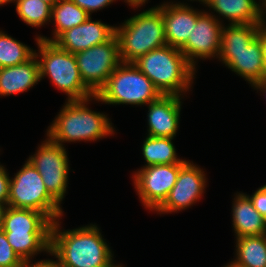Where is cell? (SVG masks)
I'll return each mask as SVG.
<instances>
[{
  "instance_id": "obj_25",
  "label": "cell",
  "mask_w": 266,
  "mask_h": 267,
  "mask_svg": "<svg viewBox=\"0 0 266 267\" xmlns=\"http://www.w3.org/2000/svg\"><path fill=\"white\" fill-rule=\"evenodd\" d=\"M35 51L0 31V68L27 62Z\"/></svg>"
},
{
  "instance_id": "obj_27",
  "label": "cell",
  "mask_w": 266,
  "mask_h": 267,
  "mask_svg": "<svg viewBox=\"0 0 266 267\" xmlns=\"http://www.w3.org/2000/svg\"><path fill=\"white\" fill-rule=\"evenodd\" d=\"M24 261L12 249L5 232L0 229V267H22Z\"/></svg>"
},
{
  "instance_id": "obj_20",
  "label": "cell",
  "mask_w": 266,
  "mask_h": 267,
  "mask_svg": "<svg viewBox=\"0 0 266 267\" xmlns=\"http://www.w3.org/2000/svg\"><path fill=\"white\" fill-rule=\"evenodd\" d=\"M211 7L231 24H264L263 9L255 0H208Z\"/></svg>"
},
{
  "instance_id": "obj_31",
  "label": "cell",
  "mask_w": 266,
  "mask_h": 267,
  "mask_svg": "<svg viewBox=\"0 0 266 267\" xmlns=\"http://www.w3.org/2000/svg\"><path fill=\"white\" fill-rule=\"evenodd\" d=\"M261 46L263 52L264 67L266 69V26L265 23L261 25Z\"/></svg>"
},
{
  "instance_id": "obj_29",
  "label": "cell",
  "mask_w": 266,
  "mask_h": 267,
  "mask_svg": "<svg viewBox=\"0 0 266 267\" xmlns=\"http://www.w3.org/2000/svg\"><path fill=\"white\" fill-rule=\"evenodd\" d=\"M80 8L84 9L89 15L91 12L105 8L114 0H72Z\"/></svg>"
},
{
  "instance_id": "obj_40",
  "label": "cell",
  "mask_w": 266,
  "mask_h": 267,
  "mask_svg": "<svg viewBox=\"0 0 266 267\" xmlns=\"http://www.w3.org/2000/svg\"><path fill=\"white\" fill-rule=\"evenodd\" d=\"M263 2H264V3H262V6H263V7L265 6L264 8H266V0H263Z\"/></svg>"
},
{
  "instance_id": "obj_23",
  "label": "cell",
  "mask_w": 266,
  "mask_h": 267,
  "mask_svg": "<svg viewBox=\"0 0 266 267\" xmlns=\"http://www.w3.org/2000/svg\"><path fill=\"white\" fill-rule=\"evenodd\" d=\"M170 137L148 136L142 146L143 156L148 166L159 164L186 163L177 158L175 147Z\"/></svg>"
},
{
  "instance_id": "obj_33",
  "label": "cell",
  "mask_w": 266,
  "mask_h": 267,
  "mask_svg": "<svg viewBox=\"0 0 266 267\" xmlns=\"http://www.w3.org/2000/svg\"><path fill=\"white\" fill-rule=\"evenodd\" d=\"M8 205H4L3 203H0V229L2 228L3 220H4V215L6 212Z\"/></svg>"
},
{
  "instance_id": "obj_3",
  "label": "cell",
  "mask_w": 266,
  "mask_h": 267,
  "mask_svg": "<svg viewBox=\"0 0 266 267\" xmlns=\"http://www.w3.org/2000/svg\"><path fill=\"white\" fill-rule=\"evenodd\" d=\"M133 63L162 95L180 96V92L189 89L195 74L180 49L170 45L149 51Z\"/></svg>"
},
{
  "instance_id": "obj_6",
  "label": "cell",
  "mask_w": 266,
  "mask_h": 267,
  "mask_svg": "<svg viewBox=\"0 0 266 267\" xmlns=\"http://www.w3.org/2000/svg\"><path fill=\"white\" fill-rule=\"evenodd\" d=\"M161 95L133 62H120L94 98L105 104L143 105L157 100Z\"/></svg>"
},
{
  "instance_id": "obj_7",
  "label": "cell",
  "mask_w": 266,
  "mask_h": 267,
  "mask_svg": "<svg viewBox=\"0 0 266 267\" xmlns=\"http://www.w3.org/2000/svg\"><path fill=\"white\" fill-rule=\"evenodd\" d=\"M41 60L40 80L49 75L51 81L68 95V100H85L95 94L81 79L75 55L59 48L54 42L37 38Z\"/></svg>"
},
{
  "instance_id": "obj_14",
  "label": "cell",
  "mask_w": 266,
  "mask_h": 267,
  "mask_svg": "<svg viewBox=\"0 0 266 267\" xmlns=\"http://www.w3.org/2000/svg\"><path fill=\"white\" fill-rule=\"evenodd\" d=\"M205 180L204 172L187 161L180 168L177 181L167 199L156 211L168 213L191 206L203 193Z\"/></svg>"
},
{
  "instance_id": "obj_2",
  "label": "cell",
  "mask_w": 266,
  "mask_h": 267,
  "mask_svg": "<svg viewBox=\"0 0 266 267\" xmlns=\"http://www.w3.org/2000/svg\"><path fill=\"white\" fill-rule=\"evenodd\" d=\"M262 24H230L221 32L218 58L252 86L266 77L261 46Z\"/></svg>"
},
{
  "instance_id": "obj_24",
  "label": "cell",
  "mask_w": 266,
  "mask_h": 267,
  "mask_svg": "<svg viewBox=\"0 0 266 267\" xmlns=\"http://www.w3.org/2000/svg\"><path fill=\"white\" fill-rule=\"evenodd\" d=\"M89 14L72 0H59L52 6L51 17L55 21L54 38L64 31L84 23Z\"/></svg>"
},
{
  "instance_id": "obj_19",
  "label": "cell",
  "mask_w": 266,
  "mask_h": 267,
  "mask_svg": "<svg viewBox=\"0 0 266 267\" xmlns=\"http://www.w3.org/2000/svg\"><path fill=\"white\" fill-rule=\"evenodd\" d=\"M233 203V227L236 237L266 234V219L254 208L248 195L239 193Z\"/></svg>"
},
{
  "instance_id": "obj_30",
  "label": "cell",
  "mask_w": 266,
  "mask_h": 267,
  "mask_svg": "<svg viewBox=\"0 0 266 267\" xmlns=\"http://www.w3.org/2000/svg\"><path fill=\"white\" fill-rule=\"evenodd\" d=\"M10 178L6 173V170L0 165V203L6 204L9 199V184Z\"/></svg>"
},
{
  "instance_id": "obj_8",
  "label": "cell",
  "mask_w": 266,
  "mask_h": 267,
  "mask_svg": "<svg viewBox=\"0 0 266 267\" xmlns=\"http://www.w3.org/2000/svg\"><path fill=\"white\" fill-rule=\"evenodd\" d=\"M7 205L37 210L52 222L62 215L60 204L48 193L40 173L28 160L10 180Z\"/></svg>"
},
{
  "instance_id": "obj_4",
  "label": "cell",
  "mask_w": 266,
  "mask_h": 267,
  "mask_svg": "<svg viewBox=\"0 0 266 267\" xmlns=\"http://www.w3.org/2000/svg\"><path fill=\"white\" fill-rule=\"evenodd\" d=\"M115 35L121 62H134L149 51L167 45L162 6L129 18L122 27H115Z\"/></svg>"
},
{
  "instance_id": "obj_28",
  "label": "cell",
  "mask_w": 266,
  "mask_h": 267,
  "mask_svg": "<svg viewBox=\"0 0 266 267\" xmlns=\"http://www.w3.org/2000/svg\"><path fill=\"white\" fill-rule=\"evenodd\" d=\"M254 208L266 219V185L260 187L249 197Z\"/></svg>"
},
{
  "instance_id": "obj_11",
  "label": "cell",
  "mask_w": 266,
  "mask_h": 267,
  "mask_svg": "<svg viewBox=\"0 0 266 267\" xmlns=\"http://www.w3.org/2000/svg\"><path fill=\"white\" fill-rule=\"evenodd\" d=\"M184 164L152 165L143 167L134 175V185L144 206L157 210L164 203Z\"/></svg>"
},
{
  "instance_id": "obj_5",
  "label": "cell",
  "mask_w": 266,
  "mask_h": 267,
  "mask_svg": "<svg viewBox=\"0 0 266 267\" xmlns=\"http://www.w3.org/2000/svg\"><path fill=\"white\" fill-rule=\"evenodd\" d=\"M85 100L67 102L54 123L47 130V136L56 144L81 140L94 141L113 134V127L108 118L100 112H94L86 107Z\"/></svg>"
},
{
  "instance_id": "obj_13",
  "label": "cell",
  "mask_w": 266,
  "mask_h": 267,
  "mask_svg": "<svg viewBox=\"0 0 266 267\" xmlns=\"http://www.w3.org/2000/svg\"><path fill=\"white\" fill-rule=\"evenodd\" d=\"M115 35V27L92 21L91 17L78 26L61 33L56 39H40L54 42L59 48L72 54L85 51L93 46L109 41Z\"/></svg>"
},
{
  "instance_id": "obj_17",
  "label": "cell",
  "mask_w": 266,
  "mask_h": 267,
  "mask_svg": "<svg viewBox=\"0 0 266 267\" xmlns=\"http://www.w3.org/2000/svg\"><path fill=\"white\" fill-rule=\"evenodd\" d=\"M37 53L25 63L0 68V95L21 93L40 80Z\"/></svg>"
},
{
  "instance_id": "obj_18",
  "label": "cell",
  "mask_w": 266,
  "mask_h": 267,
  "mask_svg": "<svg viewBox=\"0 0 266 267\" xmlns=\"http://www.w3.org/2000/svg\"><path fill=\"white\" fill-rule=\"evenodd\" d=\"M52 223L37 210L8 206L1 229L13 233H51Z\"/></svg>"
},
{
  "instance_id": "obj_34",
  "label": "cell",
  "mask_w": 266,
  "mask_h": 267,
  "mask_svg": "<svg viewBox=\"0 0 266 267\" xmlns=\"http://www.w3.org/2000/svg\"><path fill=\"white\" fill-rule=\"evenodd\" d=\"M253 86L257 89H262L264 92H266V77L261 81L256 82Z\"/></svg>"
},
{
  "instance_id": "obj_22",
  "label": "cell",
  "mask_w": 266,
  "mask_h": 267,
  "mask_svg": "<svg viewBox=\"0 0 266 267\" xmlns=\"http://www.w3.org/2000/svg\"><path fill=\"white\" fill-rule=\"evenodd\" d=\"M12 249L23 261H30V257L39 251L50 252L51 233H13L5 232Z\"/></svg>"
},
{
  "instance_id": "obj_9",
  "label": "cell",
  "mask_w": 266,
  "mask_h": 267,
  "mask_svg": "<svg viewBox=\"0 0 266 267\" xmlns=\"http://www.w3.org/2000/svg\"><path fill=\"white\" fill-rule=\"evenodd\" d=\"M74 55L82 81L95 95L121 62L116 35L103 44Z\"/></svg>"
},
{
  "instance_id": "obj_16",
  "label": "cell",
  "mask_w": 266,
  "mask_h": 267,
  "mask_svg": "<svg viewBox=\"0 0 266 267\" xmlns=\"http://www.w3.org/2000/svg\"><path fill=\"white\" fill-rule=\"evenodd\" d=\"M202 13L181 3L163 4L162 17L167 45L180 49L187 42L193 31V25Z\"/></svg>"
},
{
  "instance_id": "obj_26",
  "label": "cell",
  "mask_w": 266,
  "mask_h": 267,
  "mask_svg": "<svg viewBox=\"0 0 266 267\" xmlns=\"http://www.w3.org/2000/svg\"><path fill=\"white\" fill-rule=\"evenodd\" d=\"M19 17L28 25L39 27L50 19L52 6L42 0H15Z\"/></svg>"
},
{
  "instance_id": "obj_32",
  "label": "cell",
  "mask_w": 266,
  "mask_h": 267,
  "mask_svg": "<svg viewBox=\"0 0 266 267\" xmlns=\"http://www.w3.org/2000/svg\"><path fill=\"white\" fill-rule=\"evenodd\" d=\"M22 267H54V261L52 260H41L35 264H30L29 261H24V264Z\"/></svg>"
},
{
  "instance_id": "obj_1",
  "label": "cell",
  "mask_w": 266,
  "mask_h": 267,
  "mask_svg": "<svg viewBox=\"0 0 266 267\" xmlns=\"http://www.w3.org/2000/svg\"><path fill=\"white\" fill-rule=\"evenodd\" d=\"M54 221L50 252L62 267H114L112 253L96 225L61 232ZM59 232V233H58Z\"/></svg>"
},
{
  "instance_id": "obj_21",
  "label": "cell",
  "mask_w": 266,
  "mask_h": 267,
  "mask_svg": "<svg viewBox=\"0 0 266 267\" xmlns=\"http://www.w3.org/2000/svg\"><path fill=\"white\" fill-rule=\"evenodd\" d=\"M237 259L241 267H266V234L237 238Z\"/></svg>"
},
{
  "instance_id": "obj_41",
  "label": "cell",
  "mask_w": 266,
  "mask_h": 267,
  "mask_svg": "<svg viewBox=\"0 0 266 267\" xmlns=\"http://www.w3.org/2000/svg\"><path fill=\"white\" fill-rule=\"evenodd\" d=\"M199 1H201V2H203V3H206L208 0H199Z\"/></svg>"
},
{
  "instance_id": "obj_38",
  "label": "cell",
  "mask_w": 266,
  "mask_h": 267,
  "mask_svg": "<svg viewBox=\"0 0 266 267\" xmlns=\"http://www.w3.org/2000/svg\"><path fill=\"white\" fill-rule=\"evenodd\" d=\"M225 267H241V266H239L236 263L232 262V263H230V265H227Z\"/></svg>"
},
{
  "instance_id": "obj_10",
  "label": "cell",
  "mask_w": 266,
  "mask_h": 267,
  "mask_svg": "<svg viewBox=\"0 0 266 267\" xmlns=\"http://www.w3.org/2000/svg\"><path fill=\"white\" fill-rule=\"evenodd\" d=\"M28 161L40 173L48 193L60 204L66 193L68 157L63 145L47 138Z\"/></svg>"
},
{
  "instance_id": "obj_15",
  "label": "cell",
  "mask_w": 266,
  "mask_h": 267,
  "mask_svg": "<svg viewBox=\"0 0 266 267\" xmlns=\"http://www.w3.org/2000/svg\"><path fill=\"white\" fill-rule=\"evenodd\" d=\"M180 109L178 95H161L149 103L148 136L174 138L179 125Z\"/></svg>"
},
{
  "instance_id": "obj_39",
  "label": "cell",
  "mask_w": 266,
  "mask_h": 267,
  "mask_svg": "<svg viewBox=\"0 0 266 267\" xmlns=\"http://www.w3.org/2000/svg\"><path fill=\"white\" fill-rule=\"evenodd\" d=\"M54 267H62V266H60L57 261H54Z\"/></svg>"
},
{
  "instance_id": "obj_35",
  "label": "cell",
  "mask_w": 266,
  "mask_h": 267,
  "mask_svg": "<svg viewBox=\"0 0 266 267\" xmlns=\"http://www.w3.org/2000/svg\"><path fill=\"white\" fill-rule=\"evenodd\" d=\"M146 1L147 0H126V2L129 3V5H132L133 7L143 5V3H145Z\"/></svg>"
},
{
  "instance_id": "obj_12",
  "label": "cell",
  "mask_w": 266,
  "mask_h": 267,
  "mask_svg": "<svg viewBox=\"0 0 266 267\" xmlns=\"http://www.w3.org/2000/svg\"><path fill=\"white\" fill-rule=\"evenodd\" d=\"M207 13H202L198 18L187 42L180 48L187 61L195 68L193 58H209L217 55L221 49L222 26L218 19Z\"/></svg>"
},
{
  "instance_id": "obj_36",
  "label": "cell",
  "mask_w": 266,
  "mask_h": 267,
  "mask_svg": "<svg viewBox=\"0 0 266 267\" xmlns=\"http://www.w3.org/2000/svg\"><path fill=\"white\" fill-rule=\"evenodd\" d=\"M42 1H45V2L49 3L51 6H53L59 0H42Z\"/></svg>"
},
{
  "instance_id": "obj_37",
  "label": "cell",
  "mask_w": 266,
  "mask_h": 267,
  "mask_svg": "<svg viewBox=\"0 0 266 267\" xmlns=\"http://www.w3.org/2000/svg\"><path fill=\"white\" fill-rule=\"evenodd\" d=\"M12 1L15 2V0H0V5H3V4H6L8 2H12Z\"/></svg>"
}]
</instances>
